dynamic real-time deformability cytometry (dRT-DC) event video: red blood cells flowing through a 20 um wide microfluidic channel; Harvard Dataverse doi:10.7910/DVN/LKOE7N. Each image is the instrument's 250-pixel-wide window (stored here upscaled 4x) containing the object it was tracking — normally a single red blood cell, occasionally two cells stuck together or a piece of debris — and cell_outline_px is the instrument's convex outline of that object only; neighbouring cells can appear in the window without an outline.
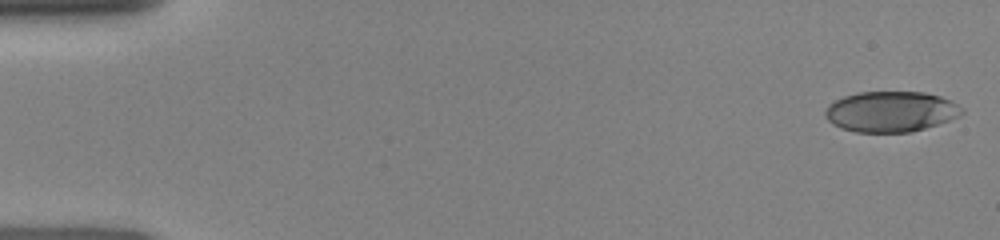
{"species": "human", "species_latin": "Homo sapiens", "temperature_condition": "room temperature", "stored_images_in_passage": 10, "camera_frame_rate_fps": 3000, "um_per_image_px": 0.085, "donor": {"sex": "female"}, "frame": {"image": 1, "passage_image": 1, "time_ms": 0.0, "image_size_px": [1000, 240], "cell_outline_px": [[964, 112], [960, 116], [912, 132], [856, 132], [840, 128], [832, 124], [824, 116], [824, 112], [828, 104], [844, 96], [860, 92], [924, 92], [940, 96], [952, 100], [964, 108]], "centroid_in_image_um": [75.72, 9.48], "position_along_channel_um": 9.3, "area_um2": 32.48}}
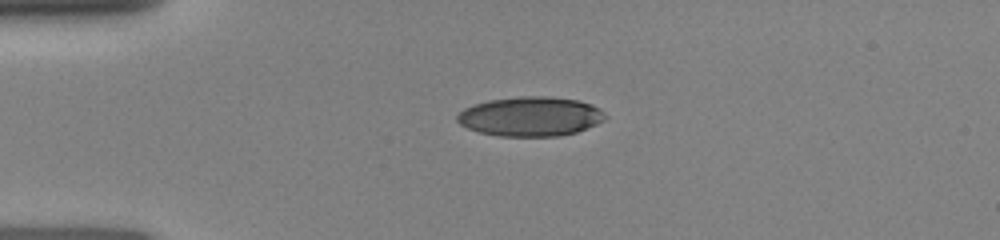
{"frame": {"image": 2, "passage_image": 9, "time_ms": 3.333, "image_size_px": [1000, 240], "cell_outline_px": [[608, 116], [604, 120], [596, 124], [576, 132], [560, 136], [500, 136], [480, 132], [468, 128], [460, 124], [456, 120], [456, 116], [464, 108], [472, 104], [488, 100], [520, 96], [552, 96], [580, 100], [592, 104], [600, 108]], "centroid_in_image_um": [45.11, 9.88], "position_along_channel_um": 39.9, "area_um2": 34.33}}